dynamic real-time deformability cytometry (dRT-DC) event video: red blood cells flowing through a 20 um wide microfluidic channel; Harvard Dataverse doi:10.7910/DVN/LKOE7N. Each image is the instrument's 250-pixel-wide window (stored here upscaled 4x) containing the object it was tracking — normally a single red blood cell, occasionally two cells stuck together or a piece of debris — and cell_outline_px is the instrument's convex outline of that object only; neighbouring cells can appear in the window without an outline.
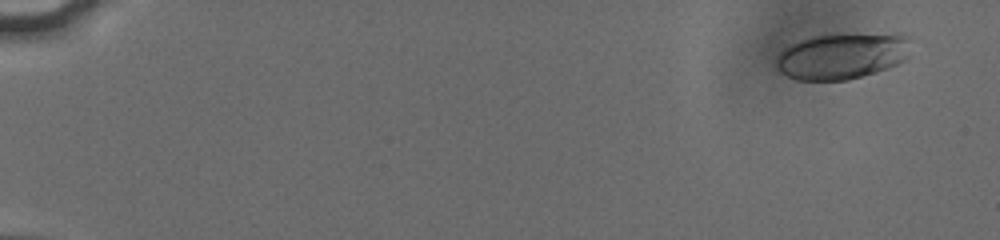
{"species": "human", "species_latin": "Homo sapiens", "temperature_condition": "cold", "stored_images_in_passage": 38, "camera_frame_rate_fps": 3000, "um_per_image_px": 0.085, "donor": {"sex": "male"}, "frame": {"image": 1, "passage_image": 1, "time_ms": 0.0, "image_size_px": [1000, 240], "cell_outline_px": [[912, 36], [908, 60], [888, 68], [876, 72], [848, 80], [796, 80], [780, 72], [776, 68], [776, 60], [780, 52], [788, 44], [808, 36], [832, 32], [900, 32]], "centroid_in_image_um": [71.66, 4.68], "position_along_channel_um": 13.3, "area_um2": 38.21}}
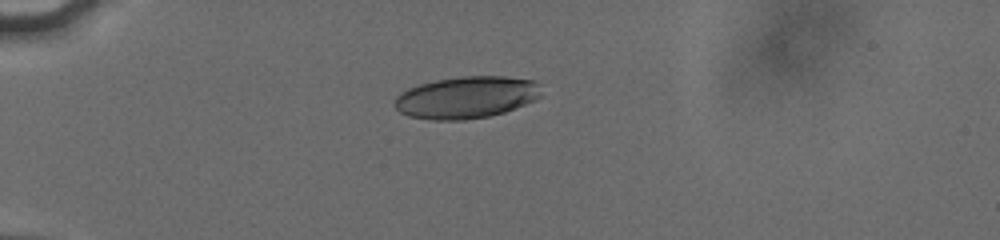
{"frame": {"image": 2, "passage_image": 27, "time_ms": 4.333, "image_size_px": [1000, 240], "cell_outline_px": [[540, 96], [536, 100], [504, 112], [488, 116], [464, 120], [432, 120], [408, 116], [400, 112], [392, 104], [396, 96], [408, 88], [420, 84], [436, 80], [464, 76], [504, 76], [536, 80]], "centroid_in_image_um": [39.61, 8.28], "position_along_channel_um": 45.4, "area_um2": 35.89}}